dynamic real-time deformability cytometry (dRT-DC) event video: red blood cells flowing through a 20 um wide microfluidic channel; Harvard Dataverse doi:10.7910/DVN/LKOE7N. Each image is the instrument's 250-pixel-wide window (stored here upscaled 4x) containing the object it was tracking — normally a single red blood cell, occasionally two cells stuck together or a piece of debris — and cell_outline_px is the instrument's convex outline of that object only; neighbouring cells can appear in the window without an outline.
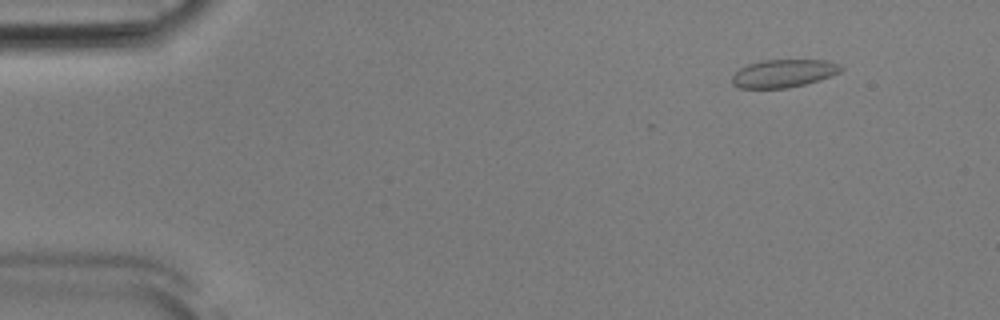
{"species": "Egyptian fruit bat (a non-hibernating species)", "species_latin": "Rousettus aegyptiacus", "temperature_condition": "room temperature", "stored_images_in_passage": 48, "camera_frame_rate_fps": 3000, "um_per_image_px": 0.085, "animal": {"sex": "male"}, "frame": {"image": 1, "passage_image": 1, "time_ms": 0.0, "image_size_px": [1000, 320], "cell_outline_px": [[844, 68], [840, 72], [832, 76], [820, 80], [788, 88], [740, 88], [732, 84], [732, 76], [740, 68], [748, 64], [760, 60], [824, 60], [840, 64]], "centroid_in_image_um": [66.62, 6.23], "position_along_channel_um": 18.4, "area_um2": 17.8}}
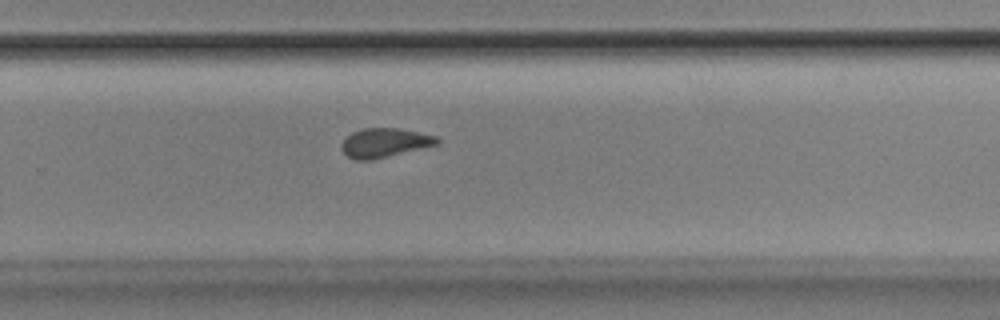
{"frame": {"image": 2, "passage_image": 30, "time_ms": 9.667, "image_size_px": [1000, 320], "cell_outline_px": [[440, 144], [372, 160], [356, 160], [348, 156], [340, 148], [340, 144], [352, 132], [364, 128], [400, 128], [420, 132], [436, 136], [440, 140]], "centroid_in_image_um": [32.71, 12.13], "position_along_channel_um": 297.1, "area_um2": 16.3}}
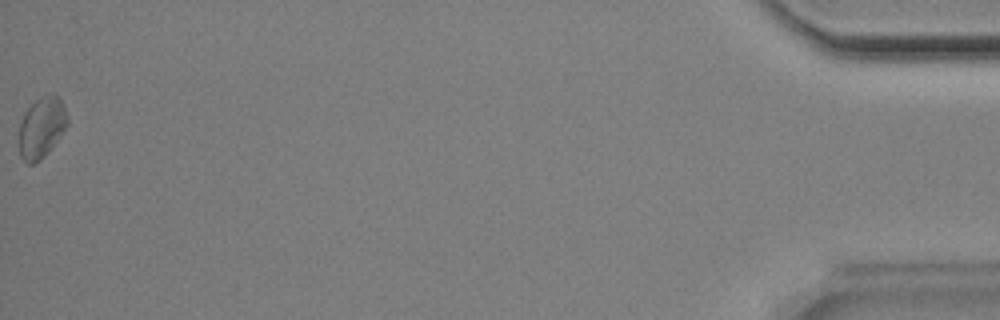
{"frame": {"image": 3, "passage_image": 48, "time_ms": 15.667, "image_size_px": [1000, 320], "cell_outline_px": [[68, 124], [60, 136], [48, 152], [40, 160], [32, 164], [28, 164], [20, 156], [20, 124], [24, 112], [40, 96], [52, 92], [60, 100], [64, 108], [68, 120]], "centroid_in_image_um": [3.53, 10.83], "position_along_channel_um": 431.7, "area_um2": 16.94}, "authors_computed_cell_mechanics": {"area_um2": 16.7042, "velocity_mm_per_s": 3.8761, "shape_relaxation_time_tau1_ms": 3.0174, "shape_relaxation_time_tau2_ms": 0.9801, "deformation_change_tau1": 0.0844, "deformation_change_tau2": 0.0478}}